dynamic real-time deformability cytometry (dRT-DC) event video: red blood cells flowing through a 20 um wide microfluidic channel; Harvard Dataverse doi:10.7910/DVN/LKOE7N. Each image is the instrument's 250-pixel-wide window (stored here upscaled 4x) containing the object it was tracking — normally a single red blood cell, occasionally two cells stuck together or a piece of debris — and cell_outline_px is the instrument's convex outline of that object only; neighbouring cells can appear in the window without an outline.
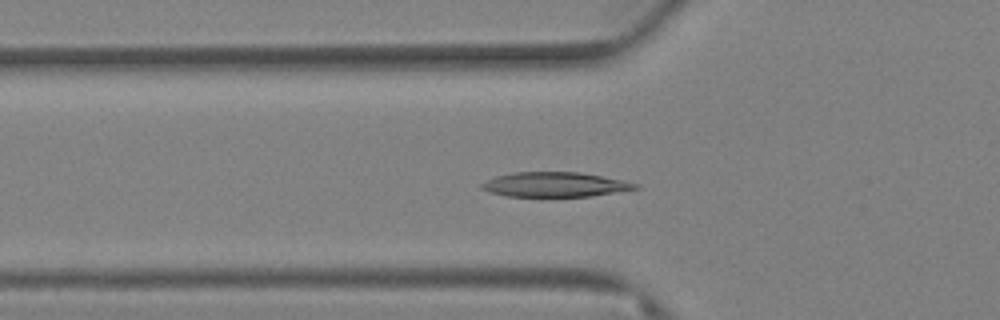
{"species": "Egyptian fruit bat (a non-hibernating species)", "species_latin": "Rousettus aegyptiacus", "temperature_condition": "warm", "stored_images_in_passage": 76, "camera_frame_rate_fps": 3000, "um_per_image_px": 0.085, "animal": {"sex": "female"}, "frame": {"image": 1, "passage_image": 27, "time_ms": 8.667, "image_size_px": [1000, 320], "cell_outline_px": [[640, 188], [592, 196], [504, 196], [488, 192], [480, 188], [480, 184], [484, 180], [496, 176], [516, 172], [580, 172], [624, 180], [636, 184]], "centroid_in_image_um": [47.12, 15.68], "position_along_channel_um": 78.7, "area_um2": 22.14}}
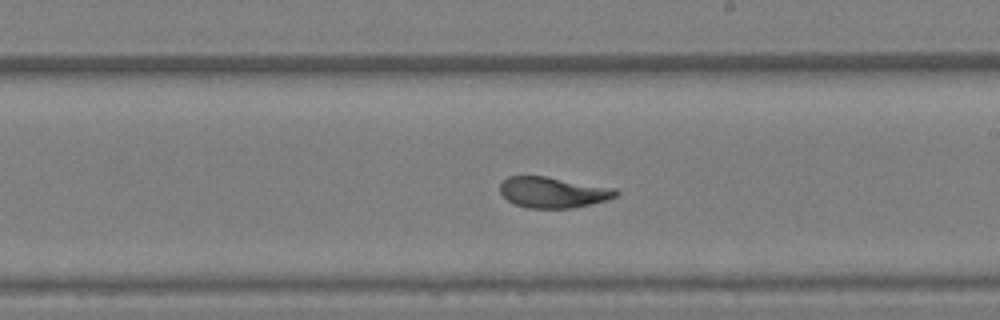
{"frame": {"image": 2, "passage_image": 45, "time_ms": 14.667, "image_size_px": [1000, 320], "cell_outline_px": [[620, 192], [616, 196], [604, 200], [572, 208], [528, 208], [516, 204], [508, 200], [500, 192], [500, 184], [508, 176], [544, 176], [616, 188]], "centroid_in_image_um": [47.0, 16.34], "position_along_channel_um": 242.0, "area_um2": 20.58}}
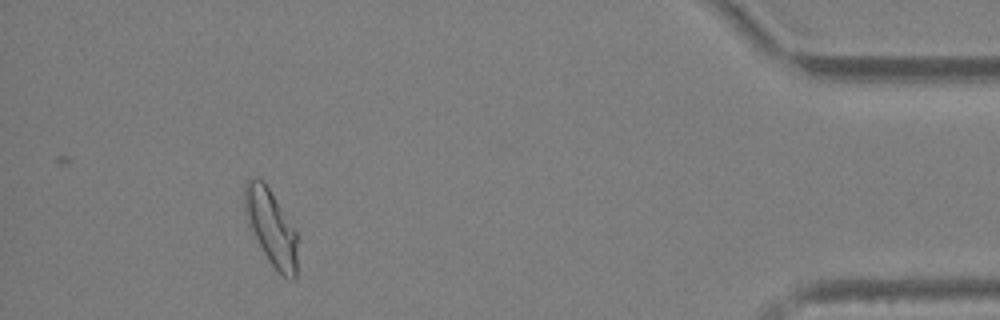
{"frame": {"image": 3, "passage_image": 70, "time_ms": 23.0, "image_size_px": [1000, 320], "cell_outline_px": [[300, 240], [296, 280], [292, 280], [284, 276], [268, 260], [248, 224], [244, 208], [244, 184], [252, 176], [260, 180], [268, 188], [296, 228]], "centroid_in_image_um": [23.11, 19.37], "position_along_channel_um": 412.1, "area_um2": 23.7}, "authors_computed_cell_mechanics": {"area_um2": 22.2241, "velocity_mm_per_s": 2.7225, "shape_relaxation_time_tau1_ms": 5.9212, "shape_relaxation_time_tau2_ms": 1.6752, "deformation_change_tau1": 0.1903, "deformation_change_tau2": 0.0708}}